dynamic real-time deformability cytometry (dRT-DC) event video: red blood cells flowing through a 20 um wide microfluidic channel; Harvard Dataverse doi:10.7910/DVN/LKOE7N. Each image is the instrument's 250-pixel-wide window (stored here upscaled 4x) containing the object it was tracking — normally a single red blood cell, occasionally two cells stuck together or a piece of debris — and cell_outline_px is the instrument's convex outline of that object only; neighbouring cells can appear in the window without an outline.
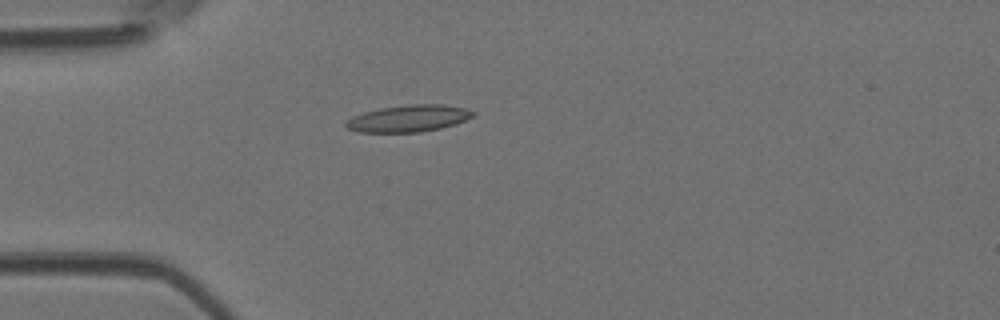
{"species": "Egyptian fruit bat (a non-hibernating species)", "species_latin": "Rousettus aegyptiacus", "temperature_condition": "room temperature", "stored_images_in_passage": 2, "camera_frame_rate_fps": 3000, "um_per_image_px": 0.085, "animal": {"sex": "female"}, "frame": {"image": 1, "passage_image": 2, "time_ms": 0.333, "image_size_px": [1000, 320], "cell_outline_px": [[476, 112], [472, 116], [464, 120], [440, 128], [420, 132], [360, 132], [348, 128], [344, 124], [352, 116], [364, 112], [380, 108], [412, 104], [440, 104], [468, 108]], "centroid_in_image_um": [34.72, 10.06], "position_along_channel_um": 50.3, "area_um2": 19.65}}